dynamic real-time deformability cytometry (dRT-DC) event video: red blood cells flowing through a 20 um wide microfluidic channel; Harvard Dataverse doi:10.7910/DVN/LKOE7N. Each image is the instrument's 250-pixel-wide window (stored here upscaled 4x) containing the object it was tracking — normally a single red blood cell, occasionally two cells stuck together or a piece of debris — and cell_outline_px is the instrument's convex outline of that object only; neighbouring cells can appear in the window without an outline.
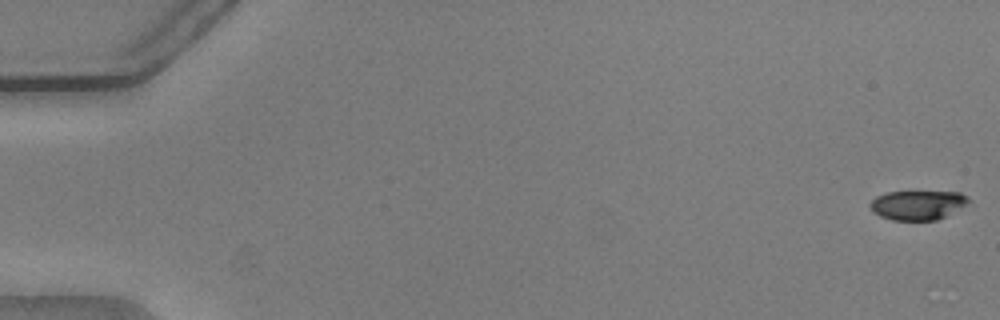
{"species": "common noctule bat (a hibernating species)", "species_latin": "Nyctalus noctula", "temperature_condition": "warm", "stored_images_in_passage": 28, "camera_frame_rate_fps": 3000, "um_per_image_px": 0.085, "animal": {"sex": "male", "body_mass_g": 20.5, "forearm_length_mm": 52.5}, "frame": {"image": 1, "passage_image": 1, "time_ms": 0.0, "image_size_px": [1000, 320], "cell_outline_px": [[972, 200], [944, 216], [936, 220], [892, 220], [880, 216], [872, 212], [868, 204], [876, 196], [888, 192], [960, 192], [968, 196]], "centroid_in_image_um": [77.96, 17.42], "position_along_channel_um": 7.0, "area_um2": 16.7}}
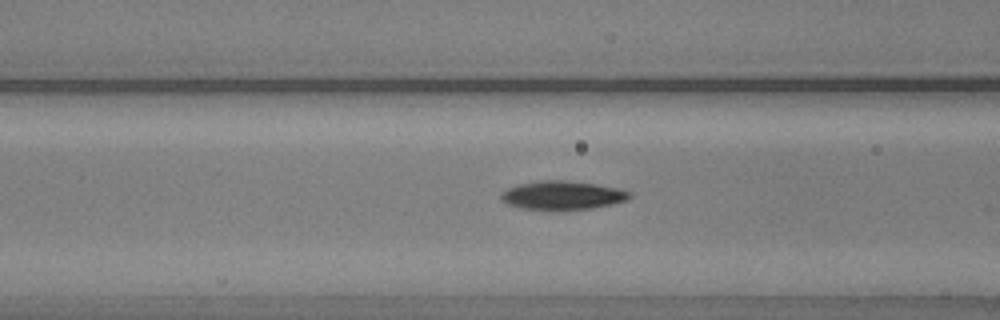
{"frame": {"image": 2, "passage_image": 23, "time_ms": 7.333, "image_size_px": [1000, 320], "cell_outline_px": [[632, 196], [624, 200], [612, 204], [592, 208], [520, 208], [508, 204], [500, 200], [500, 196], [508, 188], [520, 184], [540, 180], [564, 180], [596, 184], [616, 188], [632, 192]], "centroid_in_image_um": [47.81, 16.57], "position_along_channel_um": 118.8, "area_um2": 20.81}}
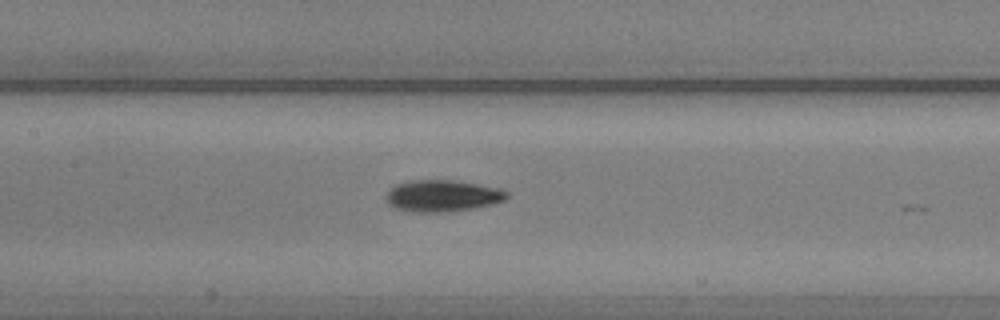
{"frame": {"image": 3, "passage_image": 27, "time_ms": 8.667, "image_size_px": [1000, 320], "cell_outline_px": [[508, 196], [504, 200], [492, 204], [476, 208], [448, 212], [420, 212], [396, 208], [388, 204], [384, 196], [396, 184], [412, 180], [452, 180], [476, 184], [496, 188], [508, 192]], "centroid_in_image_um": [37.59, 16.65], "position_along_channel_um": 169.8, "area_um2": 22.08}}